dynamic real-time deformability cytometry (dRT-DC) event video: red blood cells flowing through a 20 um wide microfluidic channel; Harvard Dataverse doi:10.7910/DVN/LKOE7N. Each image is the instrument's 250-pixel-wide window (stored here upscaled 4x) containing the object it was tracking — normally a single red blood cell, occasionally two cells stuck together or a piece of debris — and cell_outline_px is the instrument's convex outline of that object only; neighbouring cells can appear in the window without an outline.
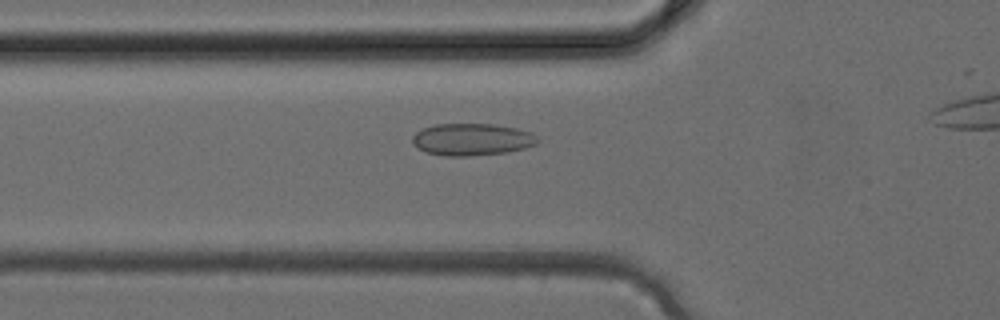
{"species": "common noctule bat (a hibernating species)", "species_latin": "Nyctalus noctula", "temperature_condition": "cold", "stored_images_in_passage": 27, "camera_frame_rate_fps": 3000, "um_per_image_px": 0.085, "animal": {"sex": "female", "body_mass_g": 24.6, "forearm_length_mm": 56.2}, "frame": {"image": 1, "passage_image": 9, "time_ms": 2.667, "image_size_px": [1000, 320], "cell_outline_px": [[540, 140], [536, 144], [524, 148], [508, 152], [468, 156], [444, 156], [424, 152], [412, 144], [412, 136], [416, 132], [424, 128], [436, 124], [492, 124], [516, 128], [528, 132], [536, 136]], "centroid_in_image_um": [40.08, 11.86], "position_along_channel_um": 85.7, "area_um2": 23.41}}
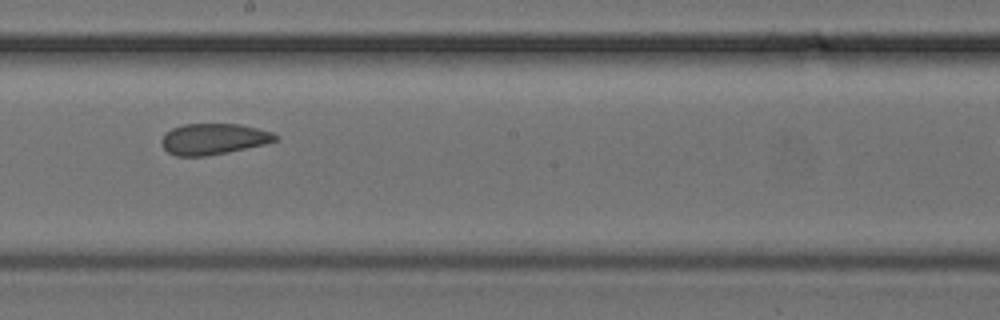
{"frame": {"image": 2, "passage_image": 17, "time_ms": 5.333, "image_size_px": [1000, 320], "cell_outline_px": [[280, 136], [276, 140], [264, 144], [228, 152], [204, 156], [176, 156], [168, 152], [164, 148], [160, 140], [164, 132], [172, 128], [184, 124], [240, 124], [272, 132]], "centroid_in_image_um": [18.12, 11.81], "position_along_channel_um": 230.1, "area_um2": 20.58}}
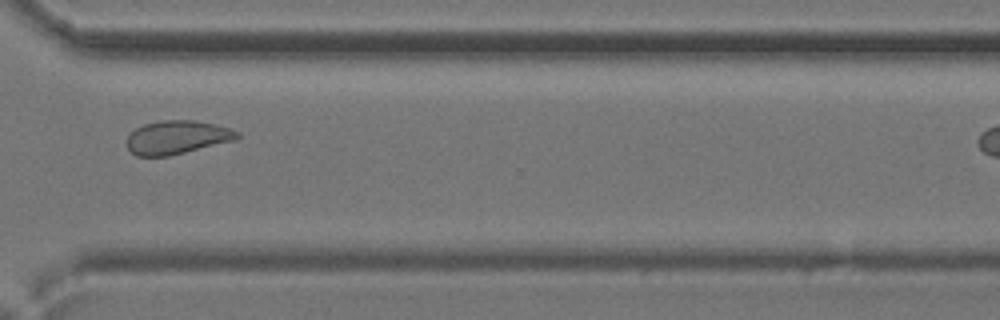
{"frame": {"image": 3, "passage_image": 24, "time_ms": 7.667, "image_size_px": [1000, 320], "cell_outline_px": [[240, 136], [236, 140], [168, 156], [136, 156], [128, 148], [128, 136], [136, 128], [144, 124], [160, 120], [192, 120], [212, 124], [228, 128], [240, 132]], "centroid_in_image_um": [15.06, 11.67], "position_along_channel_um": 355.5, "area_um2": 21.33}}